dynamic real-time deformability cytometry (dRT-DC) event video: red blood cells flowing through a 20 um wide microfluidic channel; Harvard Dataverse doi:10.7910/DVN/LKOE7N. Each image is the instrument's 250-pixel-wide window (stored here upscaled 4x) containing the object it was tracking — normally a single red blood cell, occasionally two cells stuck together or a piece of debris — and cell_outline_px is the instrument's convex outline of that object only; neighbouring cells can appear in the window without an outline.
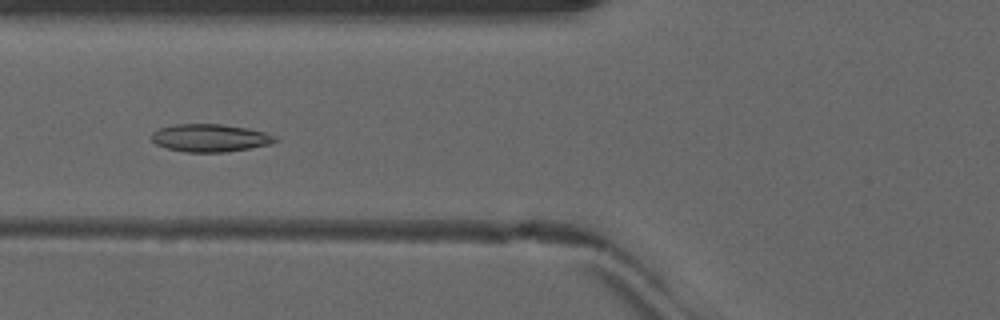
{"species": "common noctule bat (a hibernating species)", "species_latin": "Nyctalus noctula", "temperature_condition": "warm", "stored_images_in_passage": 51, "camera_frame_rate_fps": 3000, "um_per_image_px": 0.085, "animal": {"sex": "male", "forearm_length_mm": 52.5}, "frame": {"image": 1, "passage_image": 21, "time_ms": 6.667, "image_size_px": [1000, 320], "cell_outline_px": [[280, 140], [268, 144], [248, 148], [224, 152], [184, 152], [168, 148], [156, 144], [152, 140], [152, 132], [160, 128], [176, 124], [220, 124], [248, 128], [280, 136]], "centroid_in_image_um": [17.89, 11.72], "position_along_channel_um": 107.9, "area_um2": 19.94}}
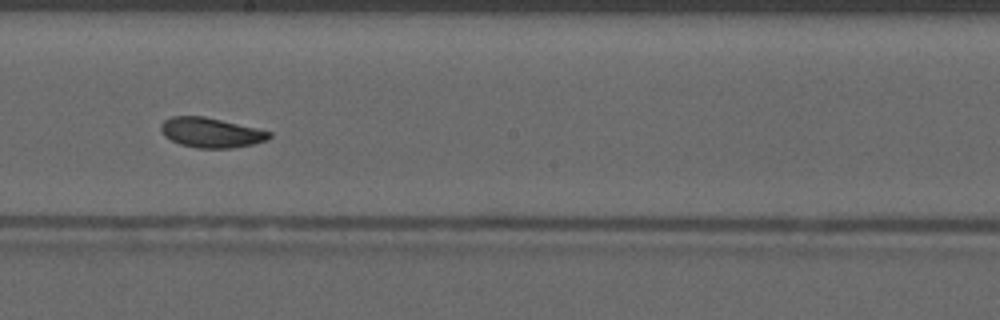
{"frame": {"image": 2, "passage_image": 30, "time_ms": 9.667, "image_size_px": [1000, 320], "cell_outline_px": [[272, 136], [268, 140], [252, 144], [232, 148], [196, 148], [180, 144], [164, 136], [160, 128], [160, 124], [164, 120], [172, 116], [204, 116], [256, 128], [272, 132]], "centroid_in_image_um": [17.93, 11.27], "position_along_channel_um": 230.3, "area_um2": 18.84}}
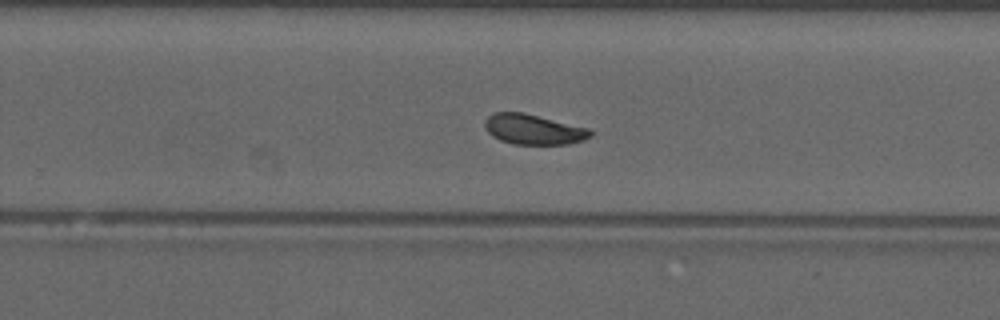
{"frame": {"image": 3, "passage_image": 34, "time_ms": 11.0, "image_size_px": [1000, 320], "cell_outline_px": [[592, 136], [584, 140], [568, 144], [512, 144], [500, 140], [492, 136], [484, 128], [484, 120], [492, 112], [524, 112], [592, 128]], "centroid_in_image_um": [45.36, 10.98], "position_along_channel_um": 284.4, "area_um2": 19.02}, "authors_computed_cell_mechanics": {"area_um2": 19.3052, "velocity_mm_per_s": 4.0825, "shape_relaxation_time_tau1_ms": 6.5062, "shape_relaxation_time_tau2_ms": 4.7877, "deformation_change_tau1": 0.1309, "deformation_change_tau2": 0.0868}}